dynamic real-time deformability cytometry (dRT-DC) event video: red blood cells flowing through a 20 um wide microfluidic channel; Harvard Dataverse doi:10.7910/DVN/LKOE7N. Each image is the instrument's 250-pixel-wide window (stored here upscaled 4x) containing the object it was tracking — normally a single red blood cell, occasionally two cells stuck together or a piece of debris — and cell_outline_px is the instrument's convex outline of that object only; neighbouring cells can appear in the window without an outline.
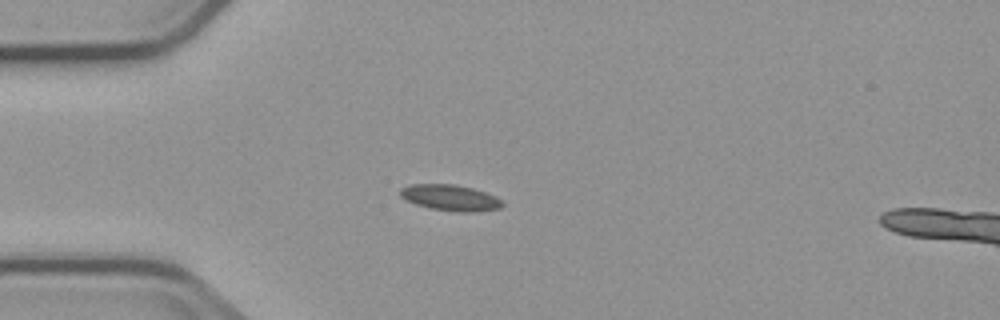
{"species": "common noctule bat (a hibernating species)", "species_latin": "Nyctalus noctula", "temperature_condition": "cold", "stored_images_in_passage": 5, "camera_frame_rate_fps": 3000, "um_per_image_px": 0.085, "animal": {"sex": "male", "body_mass_g": 23.1, "forearm_length_mm": 52.7}, "frame": {"image": 1, "passage_image": 4, "time_ms": 4.667, "image_size_px": [1000, 320], "cell_outline_px": [[504, 204], [500, 208], [476, 212], [460, 212], [432, 208], [416, 204], [404, 200], [400, 196], [400, 188], [408, 184], [456, 184], [472, 188], [496, 196], [504, 200]], "centroid_in_image_um": [38.28, 16.8], "position_along_channel_um": 46.7, "area_um2": 15.61}}